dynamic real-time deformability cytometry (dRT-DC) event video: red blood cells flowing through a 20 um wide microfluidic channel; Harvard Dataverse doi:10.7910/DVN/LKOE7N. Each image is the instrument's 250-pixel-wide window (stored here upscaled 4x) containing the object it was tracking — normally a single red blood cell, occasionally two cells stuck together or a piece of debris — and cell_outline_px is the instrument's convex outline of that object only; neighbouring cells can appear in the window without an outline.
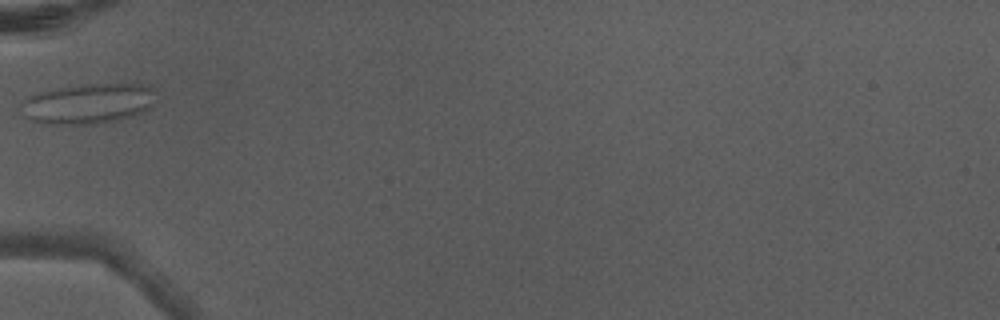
{"species": "Egyptian fruit bat (a non-hibernating species)", "species_latin": "Rousettus aegyptiacus", "temperature_condition": "warm", "stored_images_in_passage": 2, "camera_frame_rate_fps": 3000, "um_per_image_px": 0.085, "animal": {"sex": "male"}, "frame": {"image": 1, "passage_image": 2, "time_ms": 0.333, "image_size_px": [1000, 320], "cell_outline_px": [[152, 108], [144, 112], [120, 120], [84, 124], [48, 124], [32, 120], [24, 116], [24, 100], [28, 96], [36, 92], [80, 84], [148, 84], [152, 88]], "centroid_in_image_um": [7.51, 8.8], "position_along_channel_um": 77.5, "area_um2": 31.39}}